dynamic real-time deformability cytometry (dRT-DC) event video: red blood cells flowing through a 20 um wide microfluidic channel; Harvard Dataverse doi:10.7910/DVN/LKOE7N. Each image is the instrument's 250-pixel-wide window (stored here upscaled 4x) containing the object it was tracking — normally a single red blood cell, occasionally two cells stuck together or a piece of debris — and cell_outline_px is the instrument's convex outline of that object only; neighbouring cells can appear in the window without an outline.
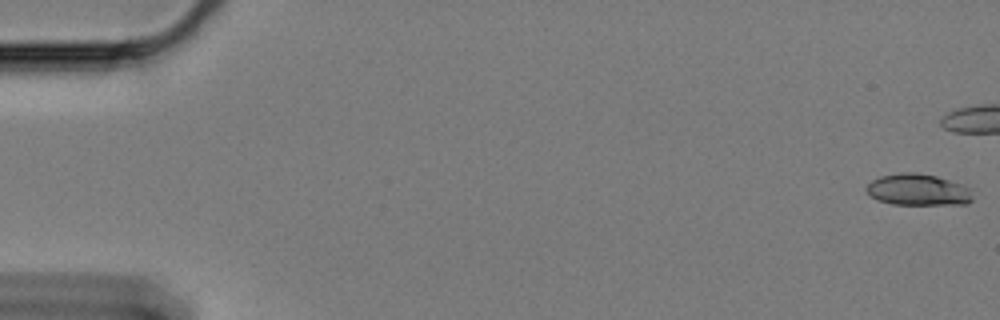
{"species": "Egyptian fruit bat (a non-hibernating species)", "species_latin": "Rousettus aegyptiacus", "temperature_condition": "cold", "stored_images_in_passage": 19, "camera_frame_rate_fps": 3000, "um_per_image_px": 0.085, "animal": {"sex": "female"}, "frame": {"image": 1, "passage_image": 1, "time_ms": 0.0, "image_size_px": [1000, 320], "cell_outline_px": [[972, 200], [968, 204], [896, 204], [880, 200], [872, 196], [864, 188], [872, 180], [880, 176], [900, 172], [916, 172], [936, 176], [948, 180], [968, 188], [972, 196]], "centroid_in_image_um": [78.01, 16.12], "position_along_channel_um": 7.0, "area_um2": 19.19}}
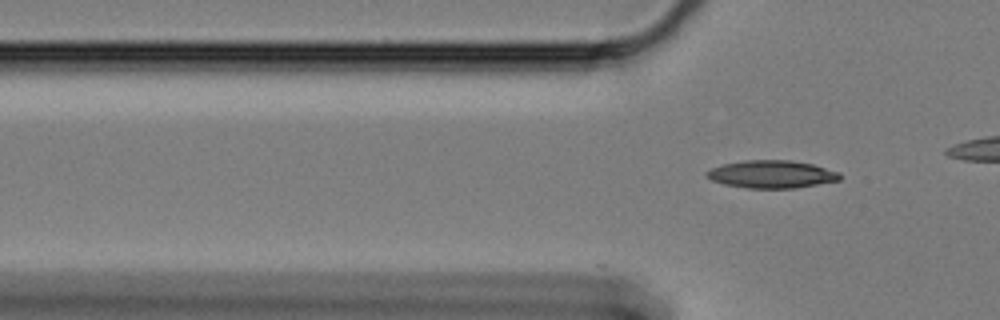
{"frame": {"image": 2, "passage_image": 19, "time_ms": 6.0, "image_size_px": [1000, 320], "cell_outline_px": [[840, 180], [796, 188], [748, 188], [724, 184], [712, 180], [704, 176], [704, 172], [712, 168], [724, 164], [744, 160], [792, 160], [812, 164], [840, 172]], "centroid_in_image_um": [65.57, 14.81], "position_along_channel_um": 60.2, "area_um2": 21.5}}